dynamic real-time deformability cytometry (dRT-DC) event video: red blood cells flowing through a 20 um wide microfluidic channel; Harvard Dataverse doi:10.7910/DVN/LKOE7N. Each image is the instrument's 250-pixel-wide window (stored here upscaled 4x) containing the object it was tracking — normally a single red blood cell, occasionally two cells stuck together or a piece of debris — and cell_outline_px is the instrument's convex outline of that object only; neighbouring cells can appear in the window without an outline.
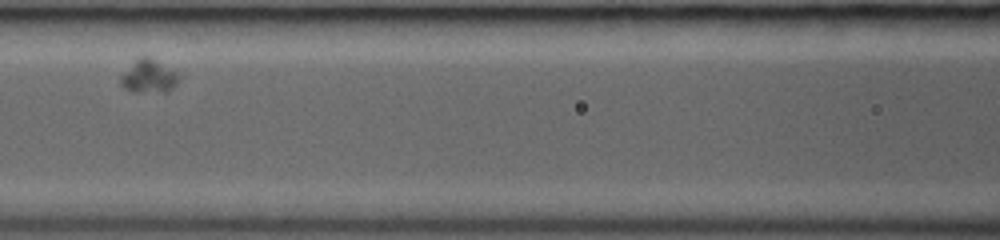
{"species": "common noctule bat (a hibernating species)", "species_latin": "Nyctalus noctula", "temperature_condition": "room temperature", "stored_images_in_passage": 24, "camera_frame_rate_fps": 3000, "um_per_image_px": 0.085, "animal": {"sex": "female", "body_mass_g": 19.0, "forearm_length_mm": 53.3}, "frame": {"image": 1, "passage_image": 9, "time_ms": 2.667, "image_size_px": [1000, 240], "cell_outline_px": [[176, 84], [172, 88], [164, 92], [132, 92], [124, 88], [120, 84], [120, 76], [136, 56], [148, 56], [176, 72]], "centroid_in_image_um": [12.55, 6.48], "position_along_channel_um": 154.1, "area_um2": 11.21}}
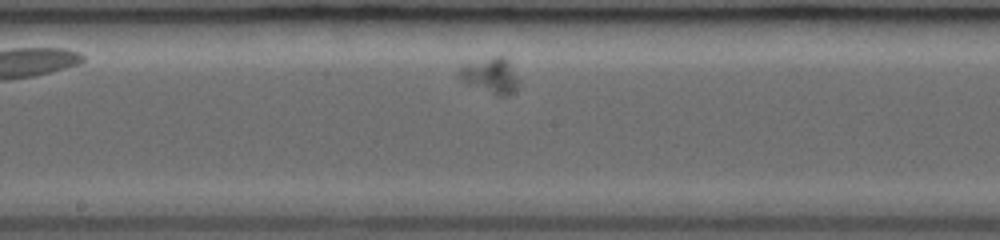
{"frame": {"image": 2, "passage_image": 13, "time_ms": 4.0, "image_size_px": [1000, 240], "cell_outline_px": [[516, 88], [512, 92], [504, 96], [496, 96], [468, 84], [460, 80], [460, 68], [468, 64], [496, 56], [504, 56], [516, 80]], "centroid_in_image_um": [41.65, 6.46], "position_along_channel_um": 206.5, "area_um2": 11.44}}